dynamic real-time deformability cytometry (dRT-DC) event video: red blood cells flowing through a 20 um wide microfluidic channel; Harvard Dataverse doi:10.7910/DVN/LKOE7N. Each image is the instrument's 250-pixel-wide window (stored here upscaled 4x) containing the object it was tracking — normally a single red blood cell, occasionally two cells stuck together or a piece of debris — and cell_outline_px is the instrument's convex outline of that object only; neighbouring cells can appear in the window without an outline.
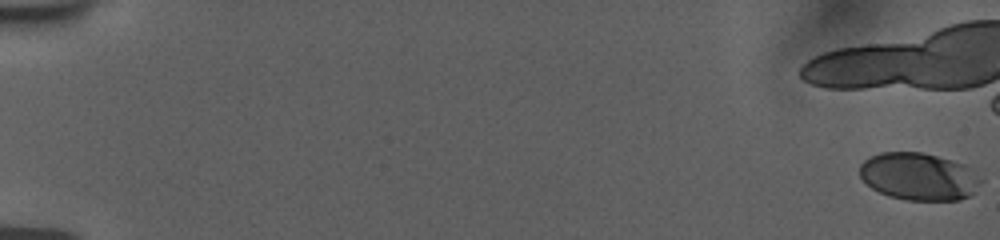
{"species": "human", "species_latin": "Homo sapiens", "temperature_condition": "room temperature", "stored_images_in_passage": 16, "camera_frame_rate_fps": 3000, "um_per_image_px": 0.085, "donor": {"sex": "female"}, "frame": {"image": 1, "passage_image": 1, "time_ms": 0.0, "image_size_px": [1000, 240], "cell_outline_px": [[984, 180], [968, 196], [960, 200], [908, 200], [888, 196], [872, 188], [860, 176], [860, 164], [868, 156], [880, 152], [920, 152], [952, 160], [964, 164], [972, 168]], "centroid_in_image_um": [78.1, 14.99], "position_along_channel_um": 6.9, "area_um2": 33.58}}